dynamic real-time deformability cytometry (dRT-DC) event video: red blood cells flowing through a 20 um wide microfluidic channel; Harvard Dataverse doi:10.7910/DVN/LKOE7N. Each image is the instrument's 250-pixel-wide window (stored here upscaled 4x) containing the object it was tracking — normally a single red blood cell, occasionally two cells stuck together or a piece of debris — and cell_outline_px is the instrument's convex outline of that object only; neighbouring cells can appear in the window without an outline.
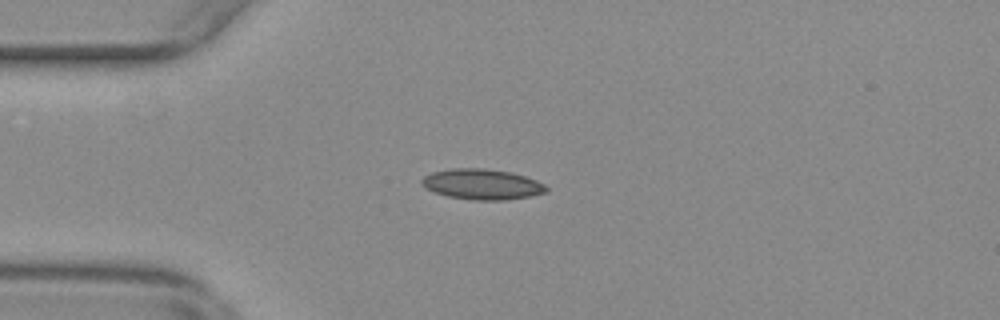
{"species": "common noctule bat (a hibernating species)", "species_latin": "Nyctalus noctula", "temperature_condition": "warm", "stored_images_in_passage": 23, "camera_frame_rate_fps": 3000, "um_per_image_px": 0.085, "animal": {"sex": "female", "body_mass_g": 29.2, "forearm_length_mm": 56.3}, "frame": {"image": 1, "passage_image": 6, "time_ms": 1.667, "image_size_px": [1000, 320], "cell_outline_px": [[548, 192], [532, 196], [504, 200], [472, 200], [448, 196], [436, 192], [420, 184], [420, 180], [424, 176], [432, 172], [452, 168], [484, 168], [508, 172], [524, 176], [536, 180], [544, 184], [548, 188]], "centroid_in_image_um": [40.99, 15.66], "position_along_channel_um": 44.0, "area_um2": 22.08}}
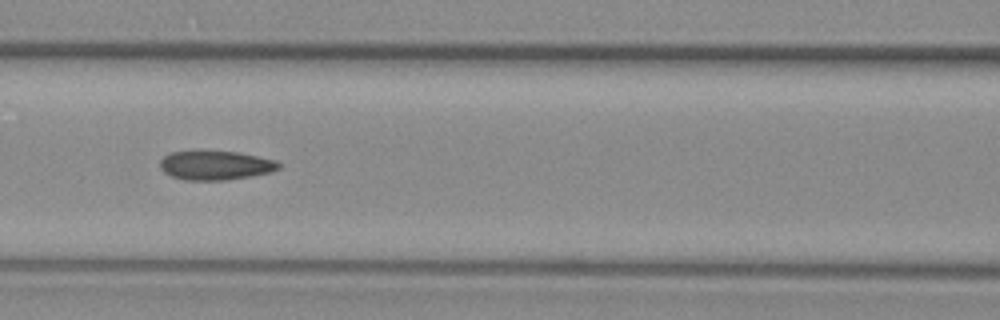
{"frame": {"image": 2, "passage_image": 16, "time_ms": 5.0, "image_size_px": [1000, 320], "cell_outline_px": [[280, 168], [272, 172], [252, 176], [224, 180], [184, 180], [172, 176], [164, 172], [160, 168], [160, 160], [164, 156], [172, 152], [236, 152], [276, 160], [280, 164]], "centroid_in_image_um": [18.33, 14.07], "position_along_channel_um": 148.3, "area_um2": 19.88}}
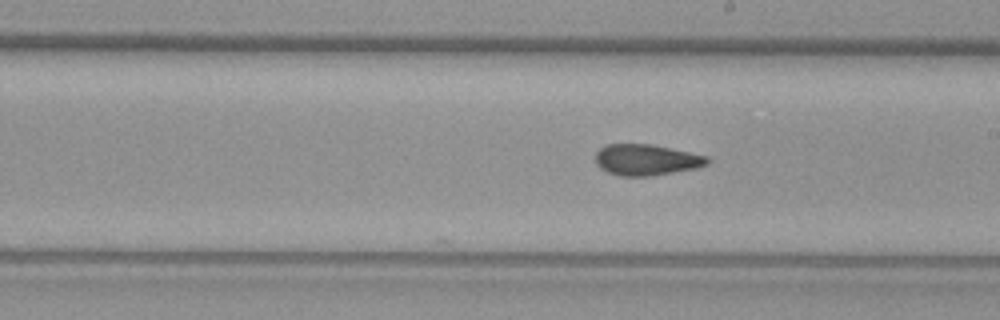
{"frame": {"image": 3, "passage_image": 23, "time_ms": 7.333, "image_size_px": [1000, 320], "cell_outline_px": [[712, 160], [708, 164], [696, 168], [652, 176], [620, 176], [608, 172], [600, 168], [596, 164], [596, 152], [600, 148], [608, 144], [652, 144], [708, 156]], "centroid_in_image_um": [54.96, 13.59], "position_along_channel_um": 234.0, "area_um2": 20.35}}